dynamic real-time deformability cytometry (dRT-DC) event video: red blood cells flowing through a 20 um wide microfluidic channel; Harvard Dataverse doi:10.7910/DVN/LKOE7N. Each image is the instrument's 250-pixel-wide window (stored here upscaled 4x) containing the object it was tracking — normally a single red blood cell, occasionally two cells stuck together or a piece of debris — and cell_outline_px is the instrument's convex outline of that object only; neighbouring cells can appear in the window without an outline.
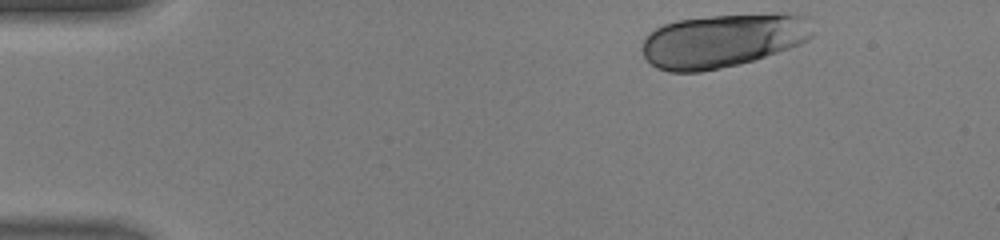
{"species": "human", "species_latin": "Homo sapiens", "temperature_condition": "warm", "stored_images_in_passage": 40, "camera_frame_rate_fps": 3000, "um_per_image_px": 0.085, "donor": {"sex": "male"}, "frame": {"image": 1, "passage_image": 1, "time_ms": 0.0, "image_size_px": [1000, 240], "cell_outline_px": [[812, 36], [808, 40], [800, 44], [740, 64], [700, 72], [668, 72], [656, 68], [644, 56], [640, 48], [644, 36], [648, 32], [664, 24], [676, 20], [712, 16], [772, 12], [776, 12], [812, 16]], "centroid_in_image_um": [61.45, 3.42], "position_along_channel_um": 23.6, "area_um2": 54.1}}
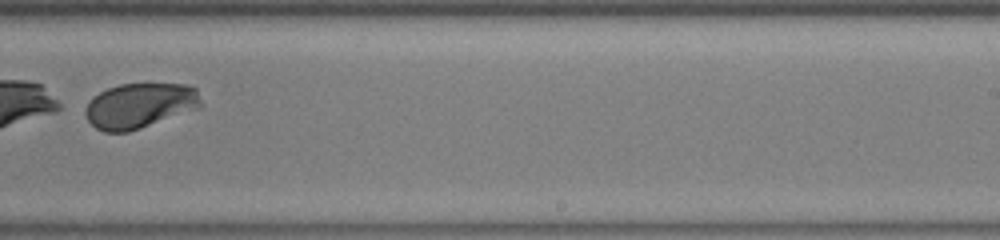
{"frame": {"image": 2, "passage_image": 25, "time_ms": 8.0, "image_size_px": [1000, 240], "cell_outline_px": [[200, 108], [128, 132], [104, 132], [96, 128], [88, 120], [84, 112], [84, 108], [92, 96], [108, 88], [120, 84], [188, 84], [196, 88], [200, 100]], "centroid_in_image_um": [11.85, 8.97], "position_along_channel_um": 277.1, "area_um2": 30.4}}